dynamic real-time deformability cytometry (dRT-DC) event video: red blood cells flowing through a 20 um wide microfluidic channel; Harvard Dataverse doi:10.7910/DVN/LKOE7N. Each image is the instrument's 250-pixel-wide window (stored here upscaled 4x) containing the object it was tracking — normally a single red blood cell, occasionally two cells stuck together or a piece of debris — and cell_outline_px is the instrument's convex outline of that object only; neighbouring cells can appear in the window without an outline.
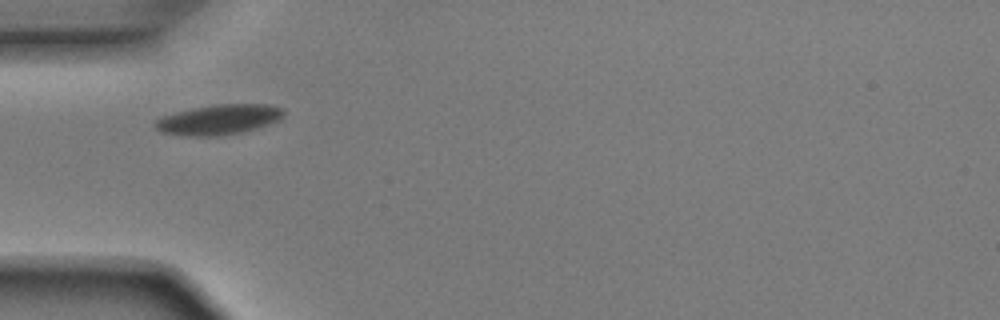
{"species": "Egyptian fruit bat (a non-hibernating species)", "species_latin": "Rousettus aegyptiacus", "temperature_condition": "room temperature", "stored_images_in_passage": 30, "camera_frame_rate_fps": 3000, "um_per_image_px": 0.085, "animal": {"sex": "male"}, "frame": {"image": 1, "passage_image": 1, "time_ms": 0.0, "image_size_px": [1000, 320], "cell_outline_px": [[284, 116], [280, 120], [244, 132], [220, 136], [180, 136], [160, 132], [152, 124], [156, 120], [164, 116], [176, 112], [216, 104], [268, 104], [284, 108]], "centroid_in_image_um": [18.61, 10.18], "position_along_channel_um": 66.4, "area_um2": 22.72}, "authors_computed_cell_mechanics": {"area_um2": 24.0448, "velocity_mm_per_s": 3.9038, "shape_relaxation_time_tau1_ms": 1.2853, "shape_relaxation_time_tau2_ms": 1.2258, "deformation_change_tau1": 0.1095, "deformation_change_tau2": 0.0485}}